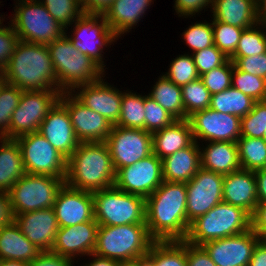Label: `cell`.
Here are the masks:
<instances>
[{
  "label": "cell",
  "mask_w": 266,
  "mask_h": 266,
  "mask_svg": "<svg viewBox=\"0 0 266 266\" xmlns=\"http://www.w3.org/2000/svg\"><path fill=\"white\" fill-rule=\"evenodd\" d=\"M145 224L154 241H183L189 224L187 221V191L184 182L163 181L145 199Z\"/></svg>",
  "instance_id": "6da1fadb"
},
{
  "label": "cell",
  "mask_w": 266,
  "mask_h": 266,
  "mask_svg": "<svg viewBox=\"0 0 266 266\" xmlns=\"http://www.w3.org/2000/svg\"><path fill=\"white\" fill-rule=\"evenodd\" d=\"M2 75L6 83L23 91L57 90V75L47 45L19 40Z\"/></svg>",
  "instance_id": "7a4b0ae2"
},
{
  "label": "cell",
  "mask_w": 266,
  "mask_h": 266,
  "mask_svg": "<svg viewBox=\"0 0 266 266\" xmlns=\"http://www.w3.org/2000/svg\"><path fill=\"white\" fill-rule=\"evenodd\" d=\"M115 178L106 142L80 143L67 159L65 183L70 188L95 192L113 187Z\"/></svg>",
  "instance_id": "3957f363"
},
{
  "label": "cell",
  "mask_w": 266,
  "mask_h": 266,
  "mask_svg": "<svg viewBox=\"0 0 266 266\" xmlns=\"http://www.w3.org/2000/svg\"><path fill=\"white\" fill-rule=\"evenodd\" d=\"M57 75V90L71 92L82 84L99 81L104 71L89 56L82 54L64 34L47 45Z\"/></svg>",
  "instance_id": "277c9868"
},
{
  "label": "cell",
  "mask_w": 266,
  "mask_h": 266,
  "mask_svg": "<svg viewBox=\"0 0 266 266\" xmlns=\"http://www.w3.org/2000/svg\"><path fill=\"white\" fill-rule=\"evenodd\" d=\"M154 240L145 223L99 225L94 254L119 262L143 258Z\"/></svg>",
  "instance_id": "5b68a950"
},
{
  "label": "cell",
  "mask_w": 266,
  "mask_h": 266,
  "mask_svg": "<svg viewBox=\"0 0 266 266\" xmlns=\"http://www.w3.org/2000/svg\"><path fill=\"white\" fill-rule=\"evenodd\" d=\"M251 229V215L226 202L215 205L190 223L186 242L202 246L206 242L234 236Z\"/></svg>",
  "instance_id": "8992f818"
},
{
  "label": "cell",
  "mask_w": 266,
  "mask_h": 266,
  "mask_svg": "<svg viewBox=\"0 0 266 266\" xmlns=\"http://www.w3.org/2000/svg\"><path fill=\"white\" fill-rule=\"evenodd\" d=\"M14 4L13 16L8 18L20 41L48 45L65 34V28L40 1H15Z\"/></svg>",
  "instance_id": "52a82bcc"
},
{
  "label": "cell",
  "mask_w": 266,
  "mask_h": 266,
  "mask_svg": "<svg viewBox=\"0 0 266 266\" xmlns=\"http://www.w3.org/2000/svg\"><path fill=\"white\" fill-rule=\"evenodd\" d=\"M94 219L99 225L119 226L145 223V198L115 186L92 192Z\"/></svg>",
  "instance_id": "ba28073f"
},
{
  "label": "cell",
  "mask_w": 266,
  "mask_h": 266,
  "mask_svg": "<svg viewBox=\"0 0 266 266\" xmlns=\"http://www.w3.org/2000/svg\"><path fill=\"white\" fill-rule=\"evenodd\" d=\"M65 178L25 173L8 192L14 216L52 208Z\"/></svg>",
  "instance_id": "9c48e42d"
},
{
  "label": "cell",
  "mask_w": 266,
  "mask_h": 266,
  "mask_svg": "<svg viewBox=\"0 0 266 266\" xmlns=\"http://www.w3.org/2000/svg\"><path fill=\"white\" fill-rule=\"evenodd\" d=\"M69 27L72 29L71 35L68 34L67 30H65V35L71 43L82 54L89 56L104 71L108 69L105 67L104 49L114 45V42L118 41L119 38L108 26L105 17L101 14L83 13Z\"/></svg>",
  "instance_id": "30bf717a"
},
{
  "label": "cell",
  "mask_w": 266,
  "mask_h": 266,
  "mask_svg": "<svg viewBox=\"0 0 266 266\" xmlns=\"http://www.w3.org/2000/svg\"><path fill=\"white\" fill-rule=\"evenodd\" d=\"M60 90L23 91L19 105L13 111L8 139L38 132L48 112L59 101Z\"/></svg>",
  "instance_id": "8fae6325"
},
{
  "label": "cell",
  "mask_w": 266,
  "mask_h": 266,
  "mask_svg": "<svg viewBox=\"0 0 266 266\" xmlns=\"http://www.w3.org/2000/svg\"><path fill=\"white\" fill-rule=\"evenodd\" d=\"M15 140L20 147L26 173L66 177L67 159L39 132Z\"/></svg>",
  "instance_id": "7c38bea8"
},
{
  "label": "cell",
  "mask_w": 266,
  "mask_h": 266,
  "mask_svg": "<svg viewBox=\"0 0 266 266\" xmlns=\"http://www.w3.org/2000/svg\"><path fill=\"white\" fill-rule=\"evenodd\" d=\"M105 142L108 145L115 172L153 153L152 134L144 129L113 125Z\"/></svg>",
  "instance_id": "4fadbf2b"
},
{
  "label": "cell",
  "mask_w": 266,
  "mask_h": 266,
  "mask_svg": "<svg viewBox=\"0 0 266 266\" xmlns=\"http://www.w3.org/2000/svg\"><path fill=\"white\" fill-rule=\"evenodd\" d=\"M223 182L224 175L200 167L186 183V214L189 225L223 201Z\"/></svg>",
  "instance_id": "5bb4252c"
},
{
  "label": "cell",
  "mask_w": 266,
  "mask_h": 266,
  "mask_svg": "<svg viewBox=\"0 0 266 266\" xmlns=\"http://www.w3.org/2000/svg\"><path fill=\"white\" fill-rule=\"evenodd\" d=\"M188 120L193 139L199 144L204 141L237 142L241 137V118L233 114L207 108L194 112Z\"/></svg>",
  "instance_id": "9a60e30c"
},
{
  "label": "cell",
  "mask_w": 266,
  "mask_h": 266,
  "mask_svg": "<svg viewBox=\"0 0 266 266\" xmlns=\"http://www.w3.org/2000/svg\"><path fill=\"white\" fill-rule=\"evenodd\" d=\"M164 181L162 160L155 154L116 172L114 186L126 193L149 197Z\"/></svg>",
  "instance_id": "2e32d148"
},
{
  "label": "cell",
  "mask_w": 266,
  "mask_h": 266,
  "mask_svg": "<svg viewBox=\"0 0 266 266\" xmlns=\"http://www.w3.org/2000/svg\"><path fill=\"white\" fill-rule=\"evenodd\" d=\"M59 102L69 113L80 143L105 142L113 125L101 114L85 107L70 92H62Z\"/></svg>",
  "instance_id": "e0dca14e"
},
{
  "label": "cell",
  "mask_w": 266,
  "mask_h": 266,
  "mask_svg": "<svg viewBox=\"0 0 266 266\" xmlns=\"http://www.w3.org/2000/svg\"><path fill=\"white\" fill-rule=\"evenodd\" d=\"M105 77L106 75L94 83L79 85L70 93L85 107L103 115L112 125H116L121 113L123 91L108 83Z\"/></svg>",
  "instance_id": "ac0fdd59"
},
{
  "label": "cell",
  "mask_w": 266,
  "mask_h": 266,
  "mask_svg": "<svg viewBox=\"0 0 266 266\" xmlns=\"http://www.w3.org/2000/svg\"><path fill=\"white\" fill-rule=\"evenodd\" d=\"M259 240L260 236L250 229L234 236L206 242L202 246L216 266H248Z\"/></svg>",
  "instance_id": "d6986e66"
},
{
  "label": "cell",
  "mask_w": 266,
  "mask_h": 266,
  "mask_svg": "<svg viewBox=\"0 0 266 266\" xmlns=\"http://www.w3.org/2000/svg\"><path fill=\"white\" fill-rule=\"evenodd\" d=\"M98 227L95 219L73 226L59 227L51 252L74 262H78L75 260L81 257L85 260V257L94 253Z\"/></svg>",
  "instance_id": "ffe728a7"
},
{
  "label": "cell",
  "mask_w": 266,
  "mask_h": 266,
  "mask_svg": "<svg viewBox=\"0 0 266 266\" xmlns=\"http://www.w3.org/2000/svg\"><path fill=\"white\" fill-rule=\"evenodd\" d=\"M53 208L59 227L94 220L92 192L73 189L66 184L59 191Z\"/></svg>",
  "instance_id": "44dd1931"
},
{
  "label": "cell",
  "mask_w": 266,
  "mask_h": 266,
  "mask_svg": "<svg viewBox=\"0 0 266 266\" xmlns=\"http://www.w3.org/2000/svg\"><path fill=\"white\" fill-rule=\"evenodd\" d=\"M38 132L66 159L80 144L76 138L69 113L59 101L48 112Z\"/></svg>",
  "instance_id": "7402d4cb"
},
{
  "label": "cell",
  "mask_w": 266,
  "mask_h": 266,
  "mask_svg": "<svg viewBox=\"0 0 266 266\" xmlns=\"http://www.w3.org/2000/svg\"><path fill=\"white\" fill-rule=\"evenodd\" d=\"M14 221L32 244L42 252L51 251L59 230L53 207L17 214Z\"/></svg>",
  "instance_id": "603a6c76"
},
{
  "label": "cell",
  "mask_w": 266,
  "mask_h": 266,
  "mask_svg": "<svg viewBox=\"0 0 266 266\" xmlns=\"http://www.w3.org/2000/svg\"><path fill=\"white\" fill-rule=\"evenodd\" d=\"M223 202L240 207L252 215L258 204L254 171L240 169L224 175Z\"/></svg>",
  "instance_id": "cb8c5ba5"
},
{
  "label": "cell",
  "mask_w": 266,
  "mask_h": 266,
  "mask_svg": "<svg viewBox=\"0 0 266 266\" xmlns=\"http://www.w3.org/2000/svg\"><path fill=\"white\" fill-rule=\"evenodd\" d=\"M155 0H114L103 15L118 38L132 31ZM152 3V4H151ZM124 34V35H123ZM122 36V37H121Z\"/></svg>",
  "instance_id": "d4e9b609"
},
{
  "label": "cell",
  "mask_w": 266,
  "mask_h": 266,
  "mask_svg": "<svg viewBox=\"0 0 266 266\" xmlns=\"http://www.w3.org/2000/svg\"><path fill=\"white\" fill-rule=\"evenodd\" d=\"M202 145L199 144L202 168L221 175L241 169L236 142L211 141Z\"/></svg>",
  "instance_id": "484cf974"
},
{
  "label": "cell",
  "mask_w": 266,
  "mask_h": 266,
  "mask_svg": "<svg viewBox=\"0 0 266 266\" xmlns=\"http://www.w3.org/2000/svg\"><path fill=\"white\" fill-rule=\"evenodd\" d=\"M200 167V147L194 140L188 147L162 159L163 179L187 183Z\"/></svg>",
  "instance_id": "4316f807"
},
{
  "label": "cell",
  "mask_w": 266,
  "mask_h": 266,
  "mask_svg": "<svg viewBox=\"0 0 266 266\" xmlns=\"http://www.w3.org/2000/svg\"><path fill=\"white\" fill-rule=\"evenodd\" d=\"M194 141L191 124L187 119H176L169 126L152 133L153 154L161 160Z\"/></svg>",
  "instance_id": "83f0119b"
},
{
  "label": "cell",
  "mask_w": 266,
  "mask_h": 266,
  "mask_svg": "<svg viewBox=\"0 0 266 266\" xmlns=\"http://www.w3.org/2000/svg\"><path fill=\"white\" fill-rule=\"evenodd\" d=\"M210 12L213 19L243 29L258 23L257 0H213Z\"/></svg>",
  "instance_id": "f1b7e54d"
},
{
  "label": "cell",
  "mask_w": 266,
  "mask_h": 266,
  "mask_svg": "<svg viewBox=\"0 0 266 266\" xmlns=\"http://www.w3.org/2000/svg\"><path fill=\"white\" fill-rule=\"evenodd\" d=\"M41 252L26 238L15 221L0 228V260L29 263Z\"/></svg>",
  "instance_id": "f546056e"
},
{
  "label": "cell",
  "mask_w": 266,
  "mask_h": 266,
  "mask_svg": "<svg viewBox=\"0 0 266 266\" xmlns=\"http://www.w3.org/2000/svg\"><path fill=\"white\" fill-rule=\"evenodd\" d=\"M26 173L20 147L15 139L0 138V191L9 192Z\"/></svg>",
  "instance_id": "4dcf8cb0"
},
{
  "label": "cell",
  "mask_w": 266,
  "mask_h": 266,
  "mask_svg": "<svg viewBox=\"0 0 266 266\" xmlns=\"http://www.w3.org/2000/svg\"><path fill=\"white\" fill-rule=\"evenodd\" d=\"M148 96L161 107L172 114L176 119H187L182 99L181 87L173 83L163 74L151 87Z\"/></svg>",
  "instance_id": "1f68e13d"
},
{
  "label": "cell",
  "mask_w": 266,
  "mask_h": 266,
  "mask_svg": "<svg viewBox=\"0 0 266 266\" xmlns=\"http://www.w3.org/2000/svg\"><path fill=\"white\" fill-rule=\"evenodd\" d=\"M145 258L148 266H187V242L154 241Z\"/></svg>",
  "instance_id": "d6a6232c"
},
{
  "label": "cell",
  "mask_w": 266,
  "mask_h": 266,
  "mask_svg": "<svg viewBox=\"0 0 266 266\" xmlns=\"http://www.w3.org/2000/svg\"><path fill=\"white\" fill-rule=\"evenodd\" d=\"M254 102L250 96L231 86L220 93L211 95L209 108L242 118L252 110Z\"/></svg>",
  "instance_id": "836d02e7"
},
{
  "label": "cell",
  "mask_w": 266,
  "mask_h": 266,
  "mask_svg": "<svg viewBox=\"0 0 266 266\" xmlns=\"http://www.w3.org/2000/svg\"><path fill=\"white\" fill-rule=\"evenodd\" d=\"M129 90H123L121 113L116 125L145 130L144 95Z\"/></svg>",
  "instance_id": "e575fe53"
},
{
  "label": "cell",
  "mask_w": 266,
  "mask_h": 266,
  "mask_svg": "<svg viewBox=\"0 0 266 266\" xmlns=\"http://www.w3.org/2000/svg\"><path fill=\"white\" fill-rule=\"evenodd\" d=\"M241 169L257 171L266 164V142L263 138L240 137L237 140Z\"/></svg>",
  "instance_id": "d590c367"
},
{
  "label": "cell",
  "mask_w": 266,
  "mask_h": 266,
  "mask_svg": "<svg viewBox=\"0 0 266 266\" xmlns=\"http://www.w3.org/2000/svg\"><path fill=\"white\" fill-rule=\"evenodd\" d=\"M266 52V25L257 23L243 30L235 53L231 57H246Z\"/></svg>",
  "instance_id": "8d00e7d4"
},
{
  "label": "cell",
  "mask_w": 266,
  "mask_h": 266,
  "mask_svg": "<svg viewBox=\"0 0 266 266\" xmlns=\"http://www.w3.org/2000/svg\"><path fill=\"white\" fill-rule=\"evenodd\" d=\"M168 71L161 73L179 87L200 78L193 56L190 52L179 54L173 58L168 66Z\"/></svg>",
  "instance_id": "74e56055"
},
{
  "label": "cell",
  "mask_w": 266,
  "mask_h": 266,
  "mask_svg": "<svg viewBox=\"0 0 266 266\" xmlns=\"http://www.w3.org/2000/svg\"><path fill=\"white\" fill-rule=\"evenodd\" d=\"M50 13V15L60 24L65 30L83 13L82 3L79 0H38Z\"/></svg>",
  "instance_id": "f35d334b"
},
{
  "label": "cell",
  "mask_w": 266,
  "mask_h": 266,
  "mask_svg": "<svg viewBox=\"0 0 266 266\" xmlns=\"http://www.w3.org/2000/svg\"><path fill=\"white\" fill-rule=\"evenodd\" d=\"M181 91L185 115L187 117L196 111L209 108L211 94L200 78L181 87Z\"/></svg>",
  "instance_id": "ab89813d"
},
{
  "label": "cell",
  "mask_w": 266,
  "mask_h": 266,
  "mask_svg": "<svg viewBox=\"0 0 266 266\" xmlns=\"http://www.w3.org/2000/svg\"><path fill=\"white\" fill-rule=\"evenodd\" d=\"M22 93V89L6 82L0 88V138L8 139L11 116L19 105Z\"/></svg>",
  "instance_id": "60d3db41"
},
{
  "label": "cell",
  "mask_w": 266,
  "mask_h": 266,
  "mask_svg": "<svg viewBox=\"0 0 266 266\" xmlns=\"http://www.w3.org/2000/svg\"><path fill=\"white\" fill-rule=\"evenodd\" d=\"M232 87L254 101L266 100V79L239 70L233 63Z\"/></svg>",
  "instance_id": "b9f144b4"
},
{
  "label": "cell",
  "mask_w": 266,
  "mask_h": 266,
  "mask_svg": "<svg viewBox=\"0 0 266 266\" xmlns=\"http://www.w3.org/2000/svg\"><path fill=\"white\" fill-rule=\"evenodd\" d=\"M214 45L230 58L238 46L243 28L211 19Z\"/></svg>",
  "instance_id": "7bdbcfd3"
},
{
  "label": "cell",
  "mask_w": 266,
  "mask_h": 266,
  "mask_svg": "<svg viewBox=\"0 0 266 266\" xmlns=\"http://www.w3.org/2000/svg\"><path fill=\"white\" fill-rule=\"evenodd\" d=\"M180 35L185 41L184 44H187L189 49L191 48V54L214 45L211 20L210 22L206 20L204 22L196 21L189 25Z\"/></svg>",
  "instance_id": "ee69618b"
},
{
  "label": "cell",
  "mask_w": 266,
  "mask_h": 266,
  "mask_svg": "<svg viewBox=\"0 0 266 266\" xmlns=\"http://www.w3.org/2000/svg\"><path fill=\"white\" fill-rule=\"evenodd\" d=\"M266 130V100L255 101L252 110L241 118V137L263 138Z\"/></svg>",
  "instance_id": "f6af8a7d"
},
{
  "label": "cell",
  "mask_w": 266,
  "mask_h": 266,
  "mask_svg": "<svg viewBox=\"0 0 266 266\" xmlns=\"http://www.w3.org/2000/svg\"><path fill=\"white\" fill-rule=\"evenodd\" d=\"M144 109L145 131L150 132L151 134L169 126L176 120L172 114L150 98L148 94L144 95Z\"/></svg>",
  "instance_id": "bcb514c9"
},
{
  "label": "cell",
  "mask_w": 266,
  "mask_h": 266,
  "mask_svg": "<svg viewBox=\"0 0 266 266\" xmlns=\"http://www.w3.org/2000/svg\"><path fill=\"white\" fill-rule=\"evenodd\" d=\"M233 62L229 59L225 64L200 76L210 94L220 93L232 86Z\"/></svg>",
  "instance_id": "7dc6e473"
},
{
  "label": "cell",
  "mask_w": 266,
  "mask_h": 266,
  "mask_svg": "<svg viewBox=\"0 0 266 266\" xmlns=\"http://www.w3.org/2000/svg\"><path fill=\"white\" fill-rule=\"evenodd\" d=\"M197 67L199 75H203L212 69L225 64L229 58L221 52L215 45L191 54Z\"/></svg>",
  "instance_id": "c3c4849f"
},
{
  "label": "cell",
  "mask_w": 266,
  "mask_h": 266,
  "mask_svg": "<svg viewBox=\"0 0 266 266\" xmlns=\"http://www.w3.org/2000/svg\"><path fill=\"white\" fill-rule=\"evenodd\" d=\"M7 23L8 26L3 22L0 24V73H2L7 66L15 46L19 41L18 35L11 23Z\"/></svg>",
  "instance_id": "681fc988"
},
{
  "label": "cell",
  "mask_w": 266,
  "mask_h": 266,
  "mask_svg": "<svg viewBox=\"0 0 266 266\" xmlns=\"http://www.w3.org/2000/svg\"><path fill=\"white\" fill-rule=\"evenodd\" d=\"M229 59L239 70L266 79V52L255 56L230 57Z\"/></svg>",
  "instance_id": "f907efd6"
},
{
  "label": "cell",
  "mask_w": 266,
  "mask_h": 266,
  "mask_svg": "<svg viewBox=\"0 0 266 266\" xmlns=\"http://www.w3.org/2000/svg\"><path fill=\"white\" fill-rule=\"evenodd\" d=\"M213 0H174V10L178 17L193 18L204 10L212 8Z\"/></svg>",
  "instance_id": "816d5d0a"
},
{
  "label": "cell",
  "mask_w": 266,
  "mask_h": 266,
  "mask_svg": "<svg viewBox=\"0 0 266 266\" xmlns=\"http://www.w3.org/2000/svg\"><path fill=\"white\" fill-rule=\"evenodd\" d=\"M187 266H216L203 246L187 242Z\"/></svg>",
  "instance_id": "f5cc1de1"
},
{
  "label": "cell",
  "mask_w": 266,
  "mask_h": 266,
  "mask_svg": "<svg viewBox=\"0 0 266 266\" xmlns=\"http://www.w3.org/2000/svg\"><path fill=\"white\" fill-rule=\"evenodd\" d=\"M73 263L77 262L51 251H43L28 264L29 266H72Z\"/></svg>",
  "instance_id": "db71d44e"
},
{
  "label": "cell",
  "mask_w": 266,
  "mask_h": 266,
  "mask_svg": "<svg viewBox=\"0 0 266 266\" xmlns=\"http://www.w3.org/2000/svg\"><path fill=\"white\" fill-rule=\"evenodd\" d=\"M251 229L261 236L266 231V203H258L251 215Z\"/></svg>",
  "instance_id": "11a10c76"
},
{
  "label": "cell",
  "mask_w": 266,
  "mask_h": 266,
  "mask_svg": "<svg viewBox=\"0 0 266 266\" xmlns=\"http://www.w3.org/2000/svg\"><path fill=\"white\" fill-rule=\"evenodd\" d=\"M14 220L15 216L10 203L9 193L0 191V228L11 225Z\"/></svg>",
  "instance_id": "9f6ffc18"
},
{
  "label": "cell",
  "mask_w": 266,
  "mask_h": 266,
  "mask_svg": "<svg viewBox=\"0 0 266 266\" xmlns=\"http://www.w3.org/2000/svg\"><path fill=\"white\" fill-rule=\"evenodd\" d=\"M114 0H84L82 8L84 13L104 15Z\"/></svg>",
  "instance_id": "6f0895ef"
},
{
  "label": "cell",
  "mask_w": 266,
  "mask_h": 266,
  "mask_svg": "<svg viewBox=\"0 0 266 266\" xmlns=\"http://www.w3.org/2000/svg\"><path fill=\"white\" fill-rule=\"evenodd\" d=\"M248 266H266V244L261 239L254 247Z\"/></svg>",
  "instance_id": "680465c9"
},
{
  "label": "cell",
  "mask_w": 266,
  "mask_h": 266,
  "mask_svg": "<svg viewBox=\"0 0 266 266\" xmlns=\"http://www.w3.org/2000/svg\"><path fill=\"white\" fill-rule=\"evenodd\" d=\"M258 203H266V170L254 171Z\"/></svg>",
  "instance_id": "91938a15"
},
{
  "label": "cell",
  "mask_w": 266,
  "mask_h": 266,
  "mask_svg": "<svg viewBox=\"0 0 266 266\" xmlns=\"http://www.w3.org/2000/svg\"><path fill=\"white\" fill-rule=\"evenodd\" d=\"M87 257L90 259L88 260L89 262H83L81 266H119L120 264V262L117 260L100 257L95 255L94 253L88 255Z\"/></svg>",
  "instance_id": "94428289"
},
{
  "label": "cell",
  "mask_w": 266,
  "mask_h": 266,
  "mask_svg": "<svg viewBox=\"0 0 266 266\" xmlns=\"http://www.w3.org/2000/svg\"><path fill=\"white\" fill-rule=\"evenodd\" d=\"M258 23L266 25V0H257Z\"/></svg>",
  "instance_id": "6125c7cd"
},
{
  "label": "cell",
  "mask_w": 266,
  "mask_h": 266,
  "mask_svg": "<svg viewBox=\"0 0 266 266\" xmlns=\"http://www.w3.org/2000/svg\"><path fill=\"white\" fill-rule=\"evenodd\" d=\"M119 266H148L146 258H139L130 261H121Z\"/></svg>",
  "instance_id": "be15d7a7"
},
{
  "label": "cell",
  "mask_w": 266,
  "mask_h": 266,
  "mask_svg": "<svg viewBox=\"0 0 266 266\" xmlns=\"http://www.w3.org/2000/svg\"><path fill=\"white\" fill-rule=\"evenodd\" d=\"M0 266H29V264L16 260H0Z\"/></svg>",
  "instance_id": "e7e4bbea"
},
{
  "label": "cell",
  "mask_w": 266,
  "mask_h": 266,
  "mask_svg": "<svg viewBox=\"0 0 266 266\" xmlns=\"http://www.w3.org/2000/svg\"><path fill=\"white\" fill-rule=\"evenodd\" d=\"M5 83V79L4 76L2 75V73H0V88L1 86Z\"/></svg>",
  "instance_id": "03108f58"
},
{
  "label": "cell",
  "mask_w": 266,
  "mask_h": 266,
  "mask_svg": "<svg viewBox=\"0 0 266 266\" xmlns=\"http://www.w3.org/2000/svg\"><path fill=\"white\" fill-rule=\"evenodd\" d=\"M260 239L266 244V231L260 236Z\"/></svg>",
  "instance_id": "003e7915"
},
{
  "label": "cell",
  "mask_w": 266,
  "mask_h": 266,
  "mask_svg": "<svg viewBox=\"0 0 266 266\" xmlns=\"http://www.w3.org/2000/svg\"><path fill=\"white\" fill-rule=\"evenodd\" d=\"M3 15H4V16H3ZM3 15H0V24H1L2 22L5 21V20H4V19L6 18V17H5V14H3Z\"/></svg>",
  "instance_id": "a7ac6f4b"
},
{
  "label": "cell",
  "mask_w": 266,
  "mask_h": 266,
  "mask_svg": "<svg viewBox=\"0 0 266 266\" xmlns=\"http://www.w3.org/2000/svg\"><path fill=\"white\" fill-rule=\"evenodd\" d=\"M263 140L266 142V130H265L264 135H263Z\"/></svg>",
  "instance_id": "89a4df30"
},
{
  "label": "cell",
  "mask_w": 266,
  "mask_h": 266,
  "mask_svg": "<svg viewBox=\"0 0 266 266\" xmlns=\"http://www.w3.org/2000/svg\"><path fill=\"white\" fill-rule=\"evenodd\" d=\"M14 1H33V0H14Z\"/></svg>",
  "instance_id": "2644e50d"
}]
</instances>
